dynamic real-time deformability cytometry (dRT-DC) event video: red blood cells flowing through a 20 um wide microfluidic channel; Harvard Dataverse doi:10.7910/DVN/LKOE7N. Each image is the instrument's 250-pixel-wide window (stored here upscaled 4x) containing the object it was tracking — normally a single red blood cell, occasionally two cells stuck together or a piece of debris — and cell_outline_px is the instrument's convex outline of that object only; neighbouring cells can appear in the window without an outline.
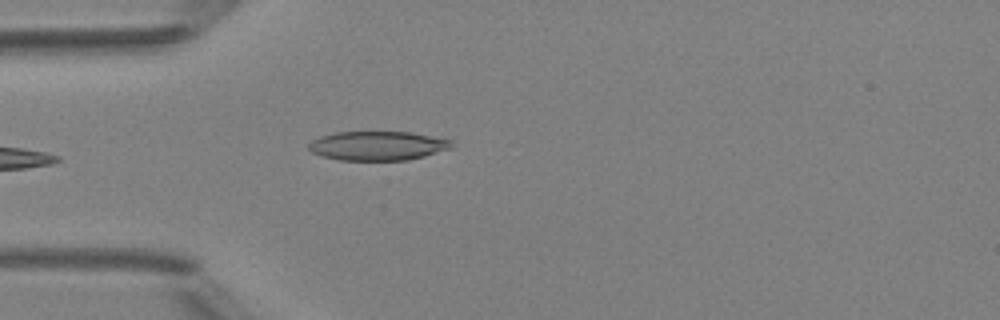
{"species": "Egyptian fruit bat (a non-hibernating species)", "species_latin": "Rousettus aegyptiacus", "temperature_condition": "room temperature", "stored_images_in_passage": 6, "camera_frame_rate_fps": 3000, "um_per_image_px": 0.085, "animal": {"sex": "female"}, "frame": {"image": 1, "passage_image": 6, "time_ms": 5.667, "image_size_px": [1000, 320], "cell_outline_px": [[452, 148], [424, 156], [408, 160], [340, 160], [320, 156], [312, 152], [308, 148], [308, 144], [312, 140], [320, 136], [336, 132], [408, 132], [452, 140]], "centroid_in_image_um": [32.07, 12.39], "position_along_channel_um": 52.9, "area_um2": 24.22}}